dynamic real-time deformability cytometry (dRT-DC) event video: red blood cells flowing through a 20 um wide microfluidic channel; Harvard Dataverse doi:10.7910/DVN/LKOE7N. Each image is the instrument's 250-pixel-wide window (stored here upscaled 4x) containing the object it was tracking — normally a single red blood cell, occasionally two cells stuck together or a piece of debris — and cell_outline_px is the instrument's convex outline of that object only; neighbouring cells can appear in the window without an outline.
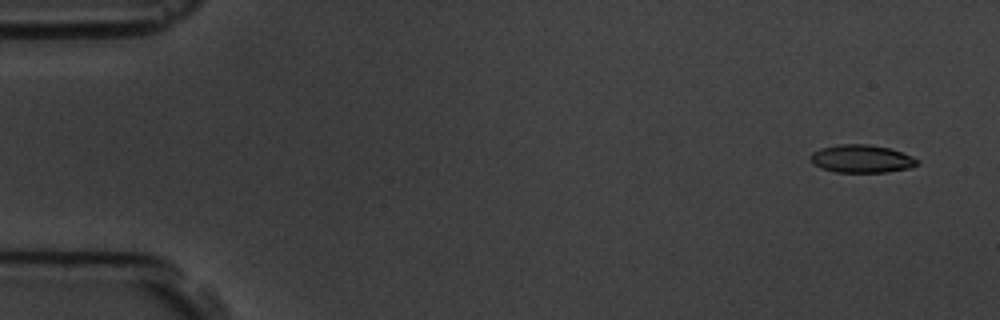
{"species": "common noctule bat (a hibernating species)", "species_latin": "Nyctalus noctula", "temperature_condition": "room temperature", "stored_images_in_passage": 5, "camera_frame_rate_fps": 3000, "um_per_image_px": 0.085, "animal": {"sex": "male", "body_mass_g": 19.5, "forearm_length_mm": 54.6}, "frame": {"image": 1, "passage_image": 1, "time_ms": 0.0, "image_size_px": [1000, 320], "cell_outline_px": [[920, 164], [912, 168], [888, 172], [836, 172], [820, 168], [812, 164], [808, 160], [808, 156], [812, 152], [820, 148], [836, 144], [868, 144], [888, 148], [912, 156], [920, 160]], "centroid_in_image_um": [73.2, 13.5], "position_along_channel_um": 11.8, "area_um2": 17.74}}
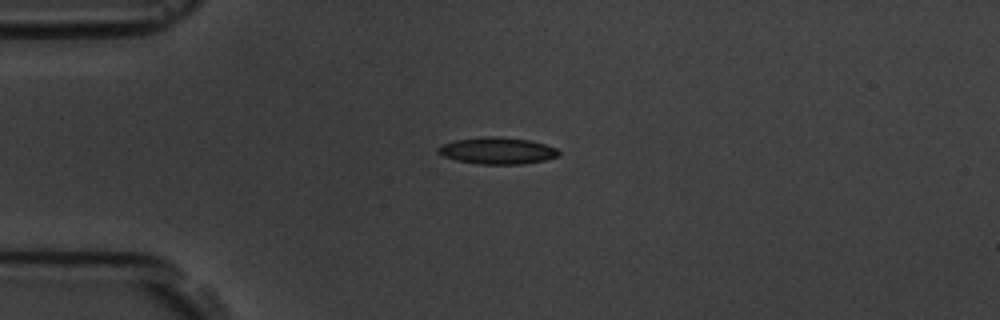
{"frame": {"image": 2, "passage_image": 4, "time_ms": 3.667, "image_size_px": [1000, 320], "cell_outline_px": [[560, 156], [544, 160], [520, 164], [480, 164], [456, 160], [444, 156], [436, 152], [436, 148], [444, 144], [456, 140], [484, 136], [500, 136], [532, 140], [556, 148], [560, 152]], "centroid_in_image_um": [42.29, 12.8], "position_along_channel_um": 42.7, "area_um2": 18.84}}